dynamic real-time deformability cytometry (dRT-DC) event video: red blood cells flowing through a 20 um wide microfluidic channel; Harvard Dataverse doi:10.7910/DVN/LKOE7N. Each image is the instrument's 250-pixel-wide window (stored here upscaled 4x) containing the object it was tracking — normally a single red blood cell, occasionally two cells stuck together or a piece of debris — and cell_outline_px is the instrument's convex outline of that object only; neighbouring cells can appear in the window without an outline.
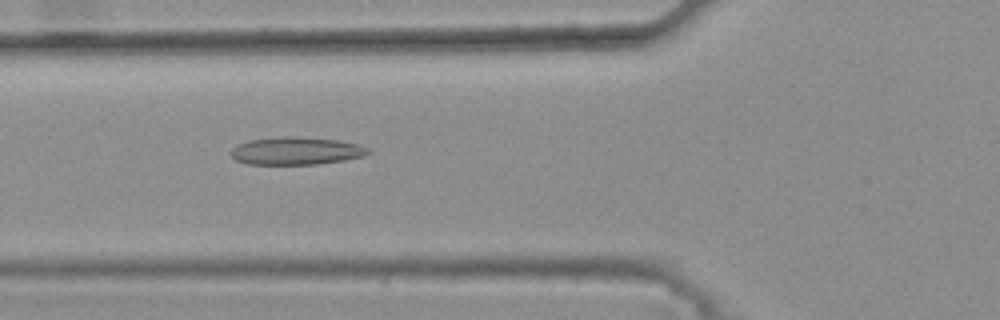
{"species": "common noctule bat (a hibernating species)", "species_latin": "Nyctalus noctula", "temperature_condition": "warm", "stored_images_in_passage": 32, "camera_frame_rate_fps": 3000, "um_per_image_px": 0.085, "animal": {"sex": "female", "body_mass_g": 25.1}, "frame": {"image": 1, "passage_image": 5, "time_ms": 1.333, "image_size_px": [1000, 320], "cell_outline_px": [[372, 152], [364, 156], [344, 160], [316, 164], [248, 164], [236, 160], [232, 156], [232, 148], [236, 144], [248, 140], [284, 136], [292, 136], [340, 140], [360, 144], [368, 148]], "centroid_in_image_um": [25.2, 12.82], "position_along_channel_um": 100.6, "area_um2": 22.25}}
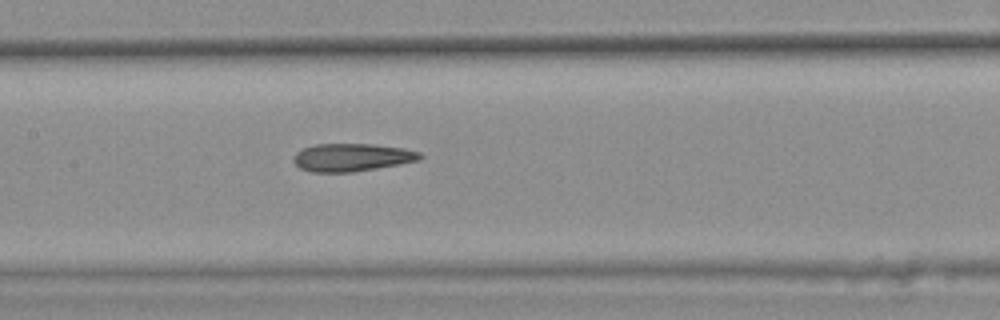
{"frame": {"image": 2, "passage_image": 11, "time_ms": 3.333, "image_size_px": [1000, 320], "cell_outline_px": [[424, 156], [420, 160], [376, 168], [352, 172], [312, 172], [300, 168], [292, 160], [292, 156], [296, 152], [304, 148], [316, 144], [372, 144], [404, 148], [420, 152]], "centroid_in_image_um": [29.9, 13.37], "position_along_channel_um": 177.5, "area_um2": 20.52}}
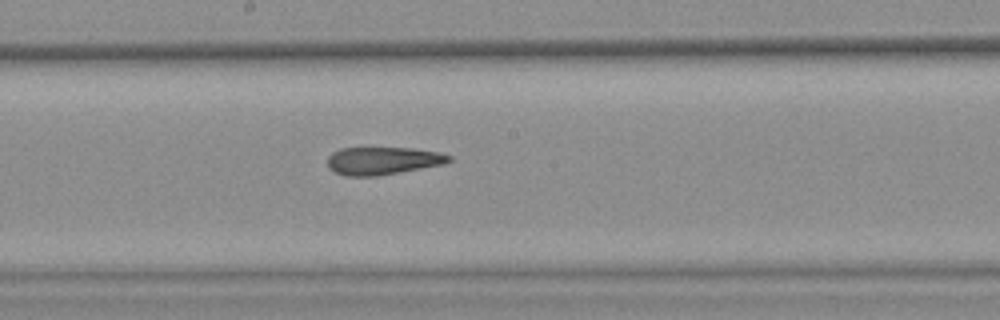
{"frame": {"image": 3, "passage_image": 14, "time_ms": 4.333, "image_size_px": [1000, 320], "cell_outline_px": [[452, 160], [444, 164], [376, 176], [344, 176], [332, 172], [328, 168], [328, 156], [332, 152], [340, 148], [412, 148], [440, 152], [452, 156]], "centroid_in_image_um": [32.51, 13.66], "position_along_channel_um": 215.7, "area_um2": 19.77}, "authors_computed_cell_mechanics": {"area_um2": 20.3456, "velocity_mm_per_s": 3.8291, "shape_relaxation_time_tau1_ms": null, "shape_relaxation_time_tau2_ms": 2.363, "deformation_change_tau1": null, "deformation_change_tau2": 0.121}}